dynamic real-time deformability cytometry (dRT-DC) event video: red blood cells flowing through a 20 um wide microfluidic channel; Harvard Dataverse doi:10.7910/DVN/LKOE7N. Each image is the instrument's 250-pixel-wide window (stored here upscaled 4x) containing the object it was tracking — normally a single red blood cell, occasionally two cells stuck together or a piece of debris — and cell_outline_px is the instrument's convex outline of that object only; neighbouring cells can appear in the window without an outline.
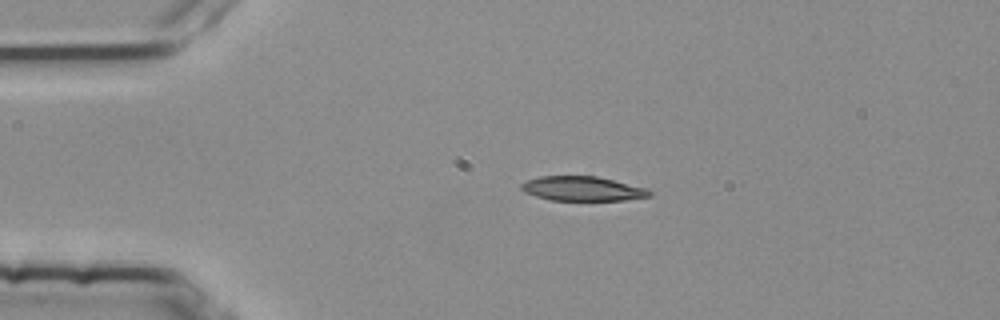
{"species": "common noctule bat (a hibernating species)", "species_latin": "Nyctalus noctula", "temperature_condition": "room temperature", "stored_images_in_passage": 2, "camera_frame_rate_fps": 3000, "um_per_image_px": 0.085, "animal": {"sex": "female", "body_mass_g": 25.1}, "frame": {"image": 1, "passage_image": 1, "time_ms": 0.0, "image_size_px": [1000, 320], "cell_outline_px": [[652, 196], [624, 200], [552, 200], [536, 196], [524, 192], [520, 188], [520, 184], [528, 180], [540, 176], [596, 176], [648, 188], [652, 192]], "centroid_in_image_um": [49.53, 16.03], "position_along_channel_um": 35.5, "area_um2": 18.26}}